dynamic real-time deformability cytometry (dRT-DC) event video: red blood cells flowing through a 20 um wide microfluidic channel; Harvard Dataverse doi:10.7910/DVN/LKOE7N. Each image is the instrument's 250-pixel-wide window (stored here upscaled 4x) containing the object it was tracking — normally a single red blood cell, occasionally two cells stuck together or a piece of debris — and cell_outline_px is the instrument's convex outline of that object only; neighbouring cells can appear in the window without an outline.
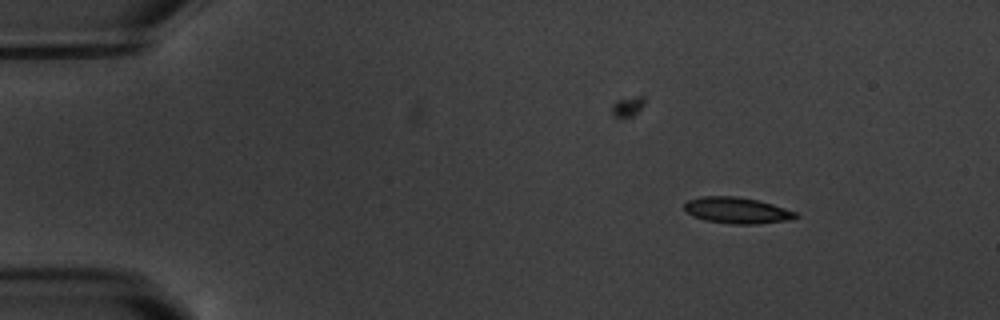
{"species": "common noctule bat (a hibernating species)", "species_latin": "Nyctalus noctula", "temperature_condition": "warm", "stored_images_in_passage": 4, "camera_frame_rate_fps": 3000, "um_per_image_px": 0.085, "animal": {"sex": "male", "body_mass_g": 20.1, "forearm_length_mm": 53.5}, "frame": {"image": 1, "passage_image": 1, "time_ms": 0.0, "image_size_px": [1000, 320], "cell_outline_px": [[800, 216], [788, 220], [756, 224], [732, 224], [704, 220], [692, 216], [684, 208], [684, 204], [688, 200], [704, 196], [736, 196], [756, 200], [772, 204], [796, 212]], "centroid_in_image_um": [62.63, 17.89], "position_along_channel_um": 22.4, "area_um2": 16.88}}